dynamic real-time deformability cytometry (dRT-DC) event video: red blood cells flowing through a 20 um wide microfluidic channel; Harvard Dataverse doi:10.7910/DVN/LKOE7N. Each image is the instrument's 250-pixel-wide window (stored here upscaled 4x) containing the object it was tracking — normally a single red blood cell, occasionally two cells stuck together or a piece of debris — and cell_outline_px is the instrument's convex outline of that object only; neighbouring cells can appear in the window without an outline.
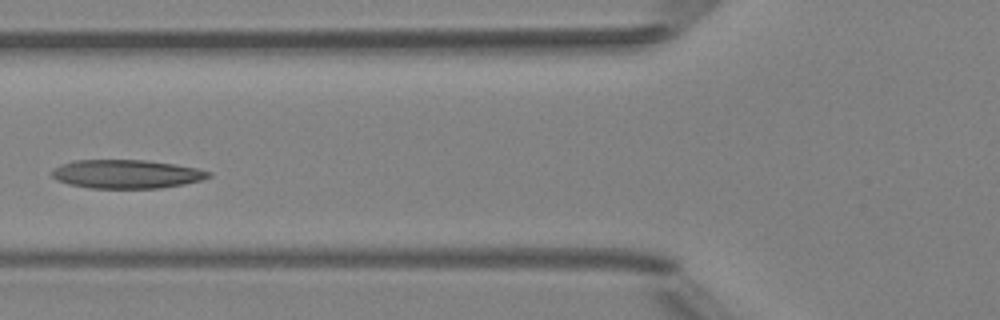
{"species": "Egyptian fruit bat (a non-hibernating species)", "species_latin": "Rousettus aegyptiacus", "temperature_condition": "room temperature", "stored_images_in_passage": 3, "camera_frame_rate_fps": 3000, "um_per_image_px": 0.085, "animal": {"sex": "female"}, "frame": {"image": 1, "passage_image": 2, "time_ms": 1.333, "image_size_px": [1000, 320], "cell_outline_px": [[212, 176], [200, 180], [184, 184], [160, 188], [88, 188], [68, 184], [56, 180], [52, 176], [52, 172], [60, 164], [76, 160], [148, 160], [176, 164], [196, 168], [212, 172]], "centroid_in_image_um": [10.76, 14.79], "position_along_channel_um": 115.0, "area_um2": 26.24}}
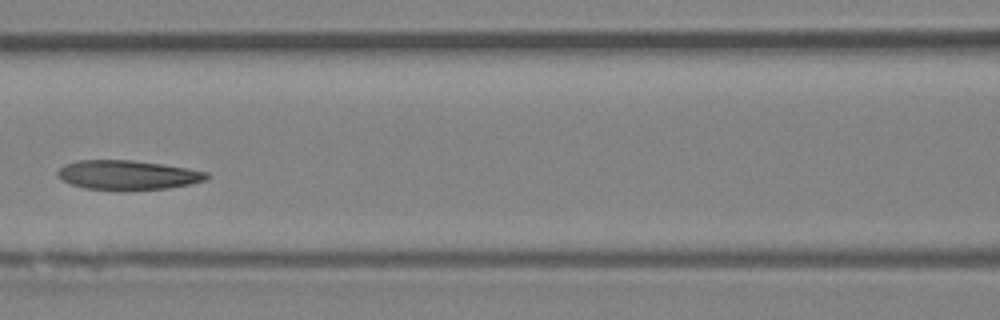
{"frame": {"image": 2, "passage_image": 3, "time_ms": 2.333, "image_size_px": [1000, 320], "cell_outline_px": [[212, 176], [204, 180], [188, 184], [168, 188], [84, 188], [72, 184], [56, 176], [56, 172], [64, 164], [76, 160], [132, 160], [160, 164], [208, 172]], "centroid_in_image_um": [10.82, 14.84], "position_along_channel_um": 155.8, "area_um2": 24.68}}